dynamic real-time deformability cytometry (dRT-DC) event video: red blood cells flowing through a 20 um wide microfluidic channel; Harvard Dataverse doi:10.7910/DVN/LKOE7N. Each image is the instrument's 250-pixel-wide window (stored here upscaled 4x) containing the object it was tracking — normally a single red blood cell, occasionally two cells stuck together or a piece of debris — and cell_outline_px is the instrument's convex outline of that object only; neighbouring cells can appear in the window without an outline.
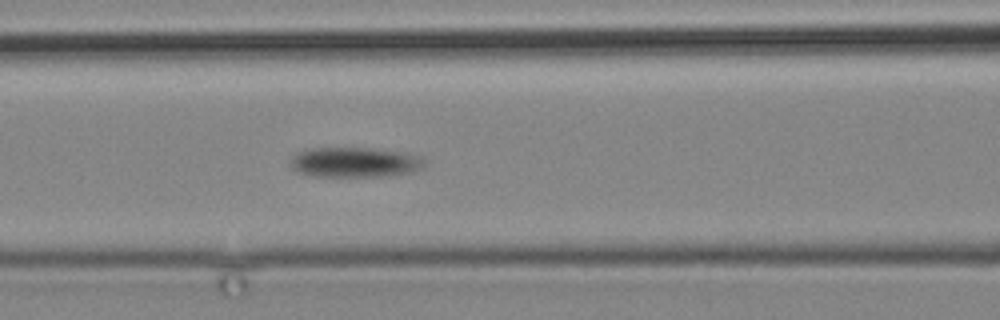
{"species": "common noctule bat (a hibernating species)", "species_latin": "Nyctalus noctula", "temperature_condition": "cold", "stored_images_in_passage": 9, "camera_frame_rate_fps": 3000, "um_per_image_px": 0.085, "animal": {"sex": "male", "body_mass_g": 19.2, "forearm_length_mm": 51.8}, "frame": {"image": 1, "passage_image": 9, "time_ms": 10.333, "image_size_px": [1000, 320], "cell_outline_px": [[424, 168], [408, 172], [380, 176], [312, 176], [296, 172], [288, 164], [292, 156], [296, 152], [308, 148], [372, 148], [404, 152], [424, 156]], "centroid_in_image_um": [30.11, 13.78], "position_along_channel_um": 136.5, "area_um2": 23.7}}